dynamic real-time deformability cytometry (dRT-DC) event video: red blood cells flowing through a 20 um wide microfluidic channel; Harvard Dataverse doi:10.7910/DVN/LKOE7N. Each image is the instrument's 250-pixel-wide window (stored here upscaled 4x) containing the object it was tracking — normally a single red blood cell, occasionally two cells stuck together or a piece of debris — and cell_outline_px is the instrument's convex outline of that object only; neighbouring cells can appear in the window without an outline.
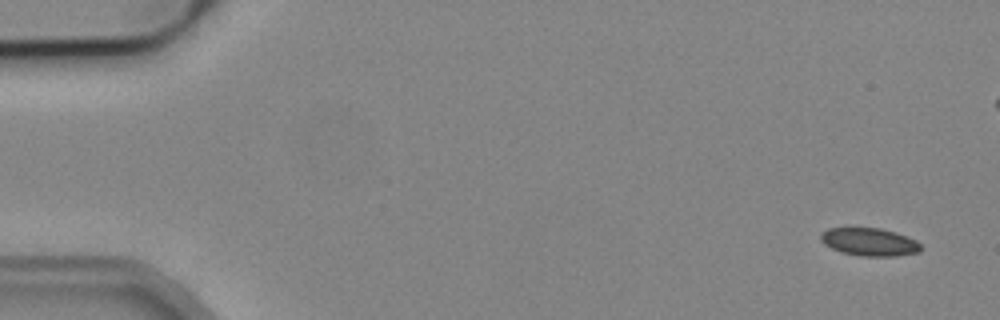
{"species": "common noctule bat (a hibernating species)", "species_latin": "Nyctalus noctula", "temperature_condition": "cold", "stored_images_in_passage": 10, "segment_of_instrument_passage": [1, 2], "camera_frame_rate_fps": 3000, "um_per_image_px": 0.085, "animal": {"sex": "male", "body_mass_g": 19.2, "forearm_length_mm": 51.8}, "frame": {"image": 1, "passage_image": 1, "time_ms": 0.0, "image_size_px": [1000, 320], "cell_outline_px": [[920, 252], [896, 256], [860, 256], [840, 252], [824, 244], [820, 240], [820, 232], [828, 228], [880, 228], [896, 232], [916, 240], [920, 244]], "centroid_in_image_um": [73.88, 20.56], "position_along_channel_um": 11.1, "area_um2": 16.36}}
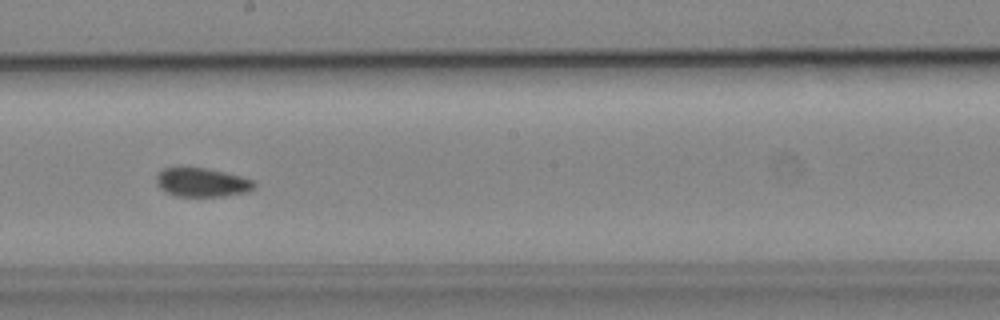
{"frame": {"image": 2, "passage_image": 9, "time_ms": 9.333, "image_size_px": [1000, 320], "cell_outline_px": [[256, 184], [248, 192], [220, 196], [176, 196], [160, 188], [156, 184], [156, 176], [164, 168], [208, 168], [240, 176], [252, 180]], "centroid_in_image_um": [17.16, 15.5], "position_along_channel_um": 231.0, "area_um2": 16.18}}